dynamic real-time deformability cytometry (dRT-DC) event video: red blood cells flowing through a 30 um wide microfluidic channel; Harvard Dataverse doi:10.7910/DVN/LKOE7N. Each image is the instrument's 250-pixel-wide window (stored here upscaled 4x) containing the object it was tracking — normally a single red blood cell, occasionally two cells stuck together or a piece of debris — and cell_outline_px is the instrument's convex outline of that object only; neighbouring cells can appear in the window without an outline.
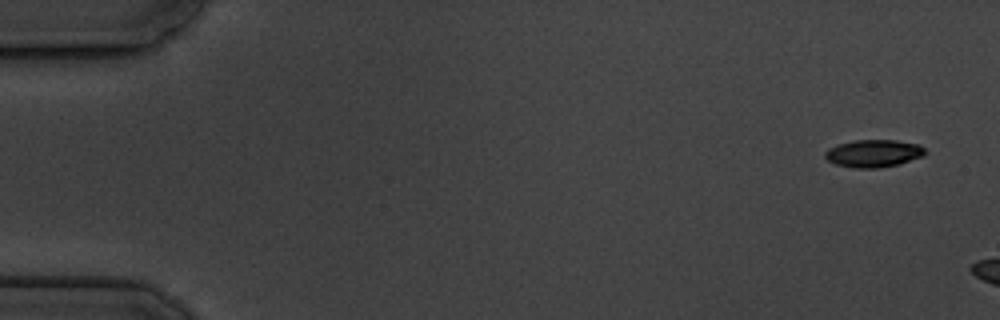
{"species": "common noctule bat (a hibernating species)", "species_latin": "Nyctalus noctula", "temperature_condition": "cold", "stored_images_in_passage": 3, "camera_frame_rate_fps": 3000, "um_per_image_px": 0.085, "animal": {"sex": "male", "body_mass_g": 19.5, "forearm_length_mm": 54.6}, "frame": {"image": 1, "passage_image": 1, "time_ms": 0.0, "image_size_px": [1000, 320], "cell_outline_px": [[928, 152], [924, 156], [900, 164], [880, 168], [852, 168], [836, 164], [828, 160], [824, 156], [824, 152], [828, 148], [836, 144], [856, 140], [896, 140], [920, 144]], "centroid_in_image_um": [74.28, 13.04], "position_along_channel_um": 10.7, "area_um2": 16.36}}